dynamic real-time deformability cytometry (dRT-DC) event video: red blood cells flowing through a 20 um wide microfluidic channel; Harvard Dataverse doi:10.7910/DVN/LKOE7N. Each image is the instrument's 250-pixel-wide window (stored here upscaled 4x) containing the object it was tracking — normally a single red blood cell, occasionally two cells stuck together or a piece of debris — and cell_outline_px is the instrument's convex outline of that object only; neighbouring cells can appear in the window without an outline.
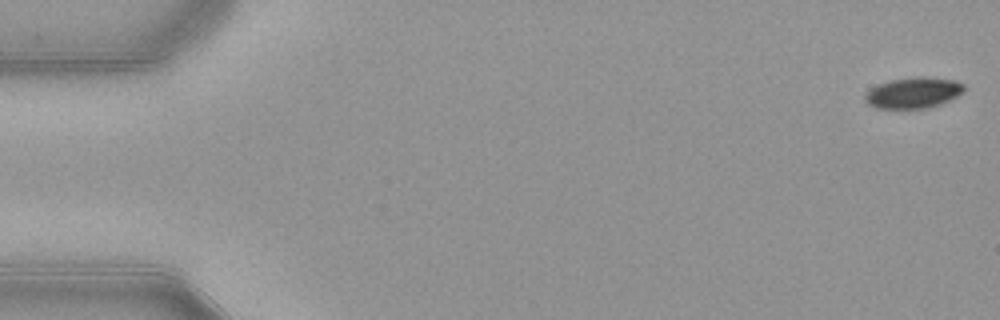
{"species": "common noctule bat (a hibernating species)", "species_latin": "Nyctalus noctula", "temperature_condition": "warm", "stored_images_in_passage": 50, "camera_frame_rate_fps": 3000, "um_per_image_px": 0.085, "animal": {"sex": "female", "body_mass_g": 21.9}, "frame": {"image": 1, "passage_image": 1, "time_ms": 0.0, "image_size_px": [1000, 320], "cell_outline_px": [[964, 92], [940, 104], [928, 108], [876, 108], [868, 104], [864, 100], [864, 92], [880, 84], [892, 80], [916, 76], [924, 76], [952, 80], [964, 84]], "centroid_in_image_um": [77.61, 7.88], "position_along_channel_um": 7.4, "area_um2": 17.74}}
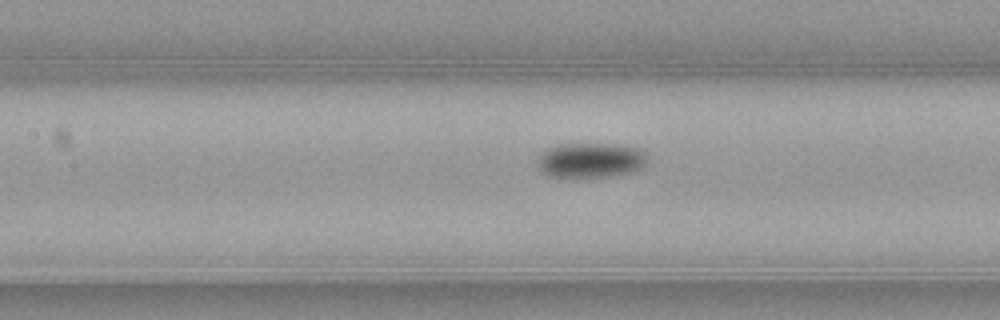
{"frame": {"image": 2, "passage_image": 24, "time_ms": 7.667, "image_size_px": [1000, 320], "cell_outline_px": [[648, 160], [640, 168], [628, 172], [608, 176], [576, 180], [572, 180], [548, 176], [540, 172], [536, 168], [536, 160], [548, 148], [560, 144], [616, 144], [636, 148], [648, 152]], "centroid_in_image_um": [50.13, 13.66], "position_along_channel_um": 157.3, "area_um2": 23.18}}
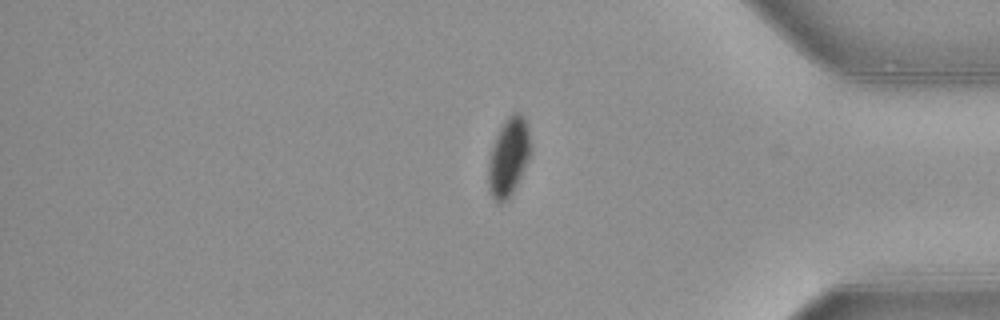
{"frame": {"image": 3, "passage_image": 44, "time_ms": 14.333, "image_size_px": [1000, 320], "cell_outline_px": [[532, 152], [512, 192], [500, 204], [492, 196], [488, 188], [488, 164], [492, 144], [504, 120], [512, 112], [520, 112], [524, 116], [528, 124], [532, 148]], "centroid_in_image_um": [43.24, 13.26], "position_along_channel_um": 392.0, "area_um2": 19.36}, "authors_computed_cell_mechanics": {"area_um2": 20.8658, "velocity_mm_per_s": 3.9005, "shape_relaxation_time_tau1_ms": 2.2798, "shape_relaxation_time_tau2_ms": null, "deformation_change_tau1": 0.1136, "deformation_change_tau2": null}}